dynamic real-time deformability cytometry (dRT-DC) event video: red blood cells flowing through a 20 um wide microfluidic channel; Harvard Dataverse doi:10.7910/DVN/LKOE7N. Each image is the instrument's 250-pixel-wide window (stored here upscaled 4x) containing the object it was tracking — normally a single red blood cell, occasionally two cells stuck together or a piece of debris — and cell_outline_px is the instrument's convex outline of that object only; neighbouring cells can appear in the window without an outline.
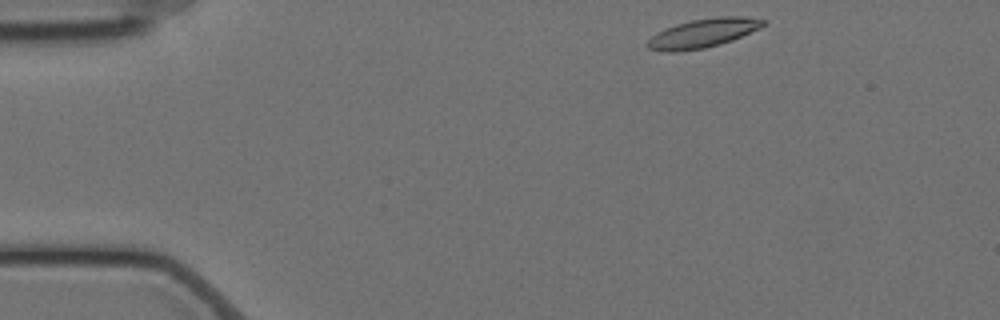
{"species": "Egyptian fruit bat (a non-hibernating species)", "species_latin": "Rousettus aegyptiacus", "temperature_condition": "cold", "stored_images_in_passage": 16, "camera_frame_rate_fps": 3000, "um_per_image_px": 0.085, "animal": {"sex": "female"}, "frame": {"image": 1, "passage_image": 1, "time_ms": 0.0, "image_size_px": [1000, 320], "cell_outline_px": [[764, 24], [760, 28], [732, 40], [720, 44], [704, 48], [676, 52], [660, 52], [648, 48], [644, 44], [652, 36], [676, 24], [692, 20], [720, 16], [744, 16], [764, 20]], "centroid_in_image_um": [59.73, 2.83], "position_along_channel_um": 25.3, "area_um2": 19.31}}
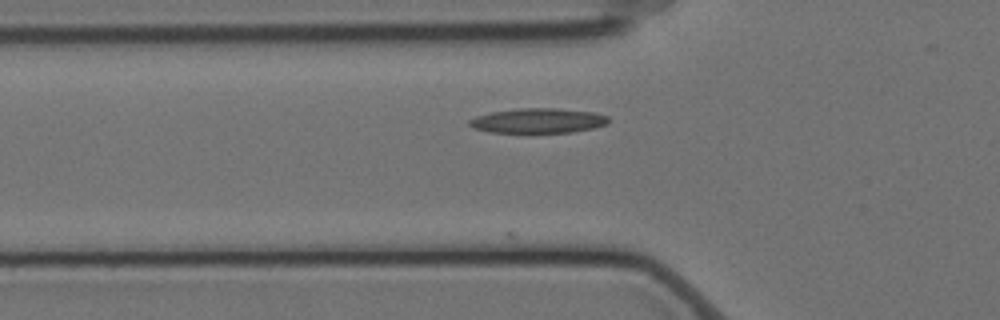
{"frame": {"image": 2, "passage_image": 12, "time_ms": 3.667, "image_size_px": [1000, 320], "cell_outline_px": [[608, 124], [592, 128], [572, 132], [532, 136], [528, 136], [488, 132], [472, 128], [468, 124], [468, 120], [476, 116], [492, 112], [520, 108], [556, 108], [592, 112], [608, 116]], "centroid_in_image_um": [45.67, 10.32], "position_along_channel_um": 80.1, "area_um2": 21.27}}
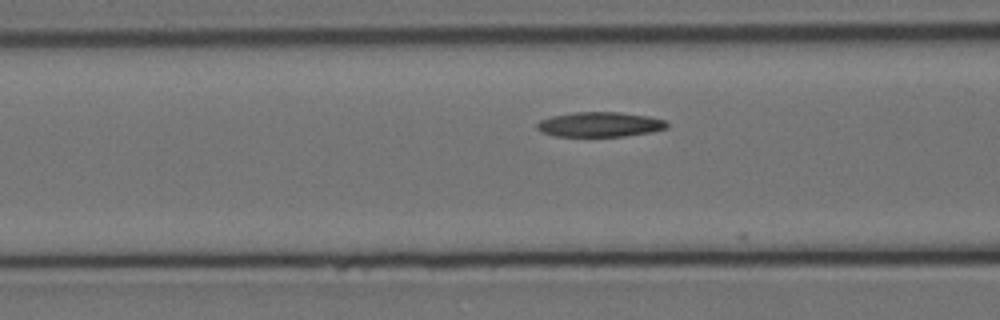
{"frame": {"image": 3, "passage_image": 15, "time_ms": 4.667, "image_size_px": [1000, 320], "cell_outline_px": [[668, 128], [652, 132], [624, 136], [556, 136], [540, 132], [536, 128], [536, 124], [540, 120], [552, 116], [576, 112], [620, 112], [648, 116], [664, 120], [668, 124]], "centroid_in_image_um": [50.98, 10.58], "position_along_channel_um": 115.6, "area_um2": 18.84}}